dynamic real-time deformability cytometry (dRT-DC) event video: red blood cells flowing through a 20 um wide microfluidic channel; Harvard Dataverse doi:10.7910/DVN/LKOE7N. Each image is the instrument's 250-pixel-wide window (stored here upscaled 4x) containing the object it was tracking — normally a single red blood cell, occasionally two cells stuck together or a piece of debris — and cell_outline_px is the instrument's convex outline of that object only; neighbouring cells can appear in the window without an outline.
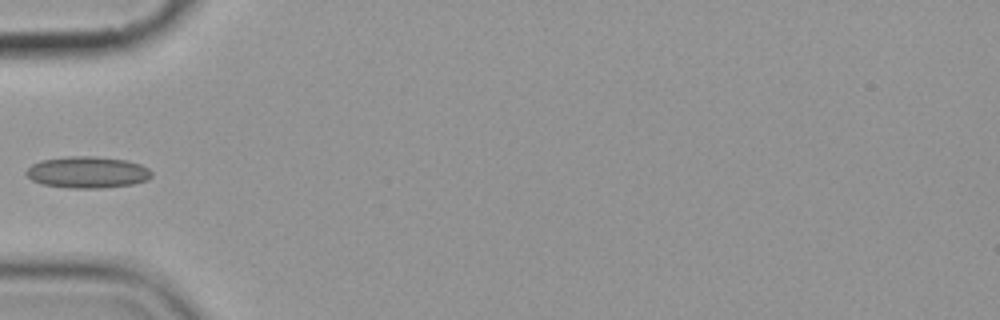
{"species": "common noctule bat (a hibernating species)", "species_latin": "Nyctalus noctula", "temperature_condition": "cold", "stored_images_in_passage": 6, "camera_frame_rate_fps": 3000, "um_per_image_px": 0.085, "animal": {"sex": "female", "body_mass_g": 19.9}, "frame": {"image": 1, "passage_image": 5, "time_ms": 5.0, "image_size_px": [1000, 320], "cell_outline_px": [[152, 176], [148, 180], [132, 184], [100, 188], [68, 188], [44, 184], [32, 180], [24, 172], [32, 164], [40, 160], [68, 156], [96, 156], [124, 160], [140, 164], [148, 168], [152, 172]], "centroid_in_image_um": [7.43, 14.64], "position_along_channel_um": 77.6, "area_um2": 23.06}}
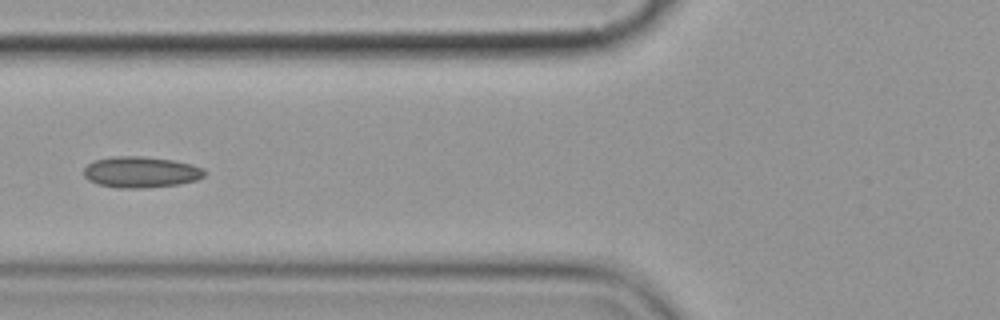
{"frame": {"image": 2, "passage_image": 6, "time_ms": 6.0, "image_size_px": [1000, 320], "cell_outline_px": [[204, 176], [196, 180], [176, 184], [140, 188], [116, 188], [100, 184], [88, 180], [84, 176], [84, 168], [92, 160], [112, 156], [140, 156], [172, 160], [204, 168]], "centroid_in_image_um": [11.91, 14.62], "position_along_channel_um": 113.9, "area_um2": 21.68}}